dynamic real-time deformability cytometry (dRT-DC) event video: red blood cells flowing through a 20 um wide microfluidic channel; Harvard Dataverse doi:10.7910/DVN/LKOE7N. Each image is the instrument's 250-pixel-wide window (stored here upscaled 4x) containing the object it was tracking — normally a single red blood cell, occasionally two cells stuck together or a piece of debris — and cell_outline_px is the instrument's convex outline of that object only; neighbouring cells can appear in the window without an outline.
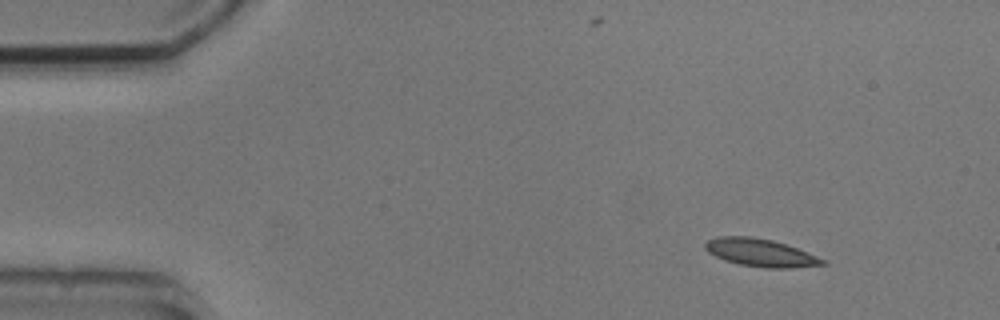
{"species": "common noctule bat (a hibernating species)", "species_latin": "Nyctalus noctula", "temperature_condition": "cold", "stored_images_in_passage": 5, "camera_frame_rate_fps": 3000, "um_per_image_px": 0.085, "animal": {"sex": "male", "body_mass_g": 20.5, "forearm_length_mm": 52.5}, "frame": {"image": 1, "passage_image": 1, "time_ms": 0.0, "image_size_px": [1000, 320], "cell_outline_px": [[828, 264], [792, 268], [764, 268], [740, 264], [724, 260], [708, 252], [704, 248], [704, 244], [708, 240], [720, 236], [752, 236], [772, 240], [796, 248], [816, 256], [824, 260]], "centroid_in_image_um": [64.61, 21.48], "position_along_channel_um": 20.4, "area_um2": 18.84}}
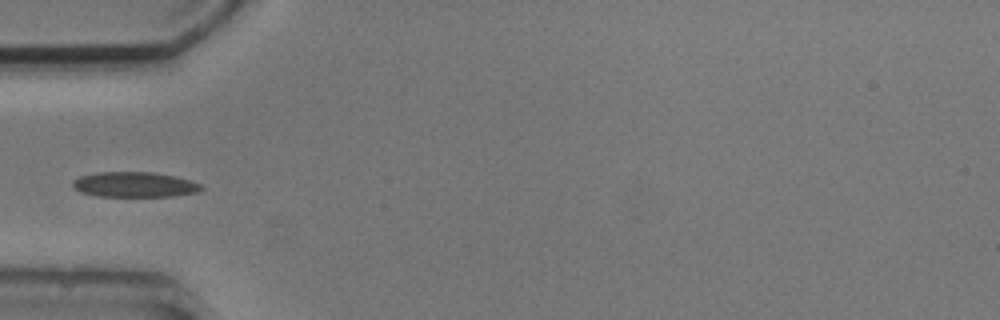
{"frame": {"image": 2, "passage_image": 4, "time_ms": 3.667, "image_size_px": [1000, 320], "cell_outline_px": [[204, 188], [200, 192], [172, 196], [96, 196], [80, 192], [72, 188], [72, 180], [80, 176], [100, 172], [152, 172], [176, 176], [192, 180], [200, 184]], "centroid_in_image_um": [11.44, 15.69], "position_along_channel_um": 73.6, "area_um2": 19.07}}